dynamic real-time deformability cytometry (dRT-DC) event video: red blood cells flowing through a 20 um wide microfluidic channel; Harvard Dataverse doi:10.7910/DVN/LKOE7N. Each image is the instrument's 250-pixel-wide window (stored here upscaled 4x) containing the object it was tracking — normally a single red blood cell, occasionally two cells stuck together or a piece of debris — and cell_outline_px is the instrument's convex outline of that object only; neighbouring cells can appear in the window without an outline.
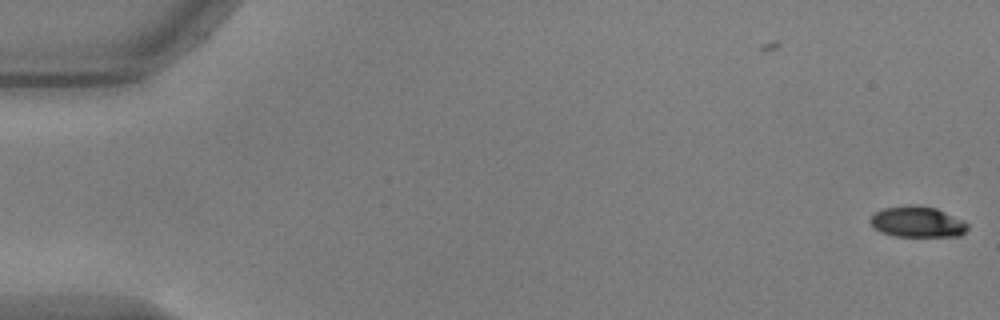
{"species": "common noctule bat (a hibernating species)", "species_latin": "Nyctalus noctula", "temperature_condition": "warm", "stored_images_in_passage": 5, "camera_frame_rate_fps": 3000, "um_per_image_px": 0.085, "animal": {"sex": "male", "body_mass_g": 17.9, "forearm_length_mm": 54.2}, "frame": {"image": 1, "passage_image": 5, "time_ms": 1.333, "image_size_px": [1000, 320], "cell_outline_px": [[968, 228], [960, 236], [896, 236], [880, 232], [872, 228], [868, 220], [876, 212], [884, 208], [908, 204], [916, 204], [936, 208], [964, 220], [968, 224]], "centroid_in_image_um": [77.95, 18.85], "position_along_channel_um": 7.0, "area_um2": 17.74}}